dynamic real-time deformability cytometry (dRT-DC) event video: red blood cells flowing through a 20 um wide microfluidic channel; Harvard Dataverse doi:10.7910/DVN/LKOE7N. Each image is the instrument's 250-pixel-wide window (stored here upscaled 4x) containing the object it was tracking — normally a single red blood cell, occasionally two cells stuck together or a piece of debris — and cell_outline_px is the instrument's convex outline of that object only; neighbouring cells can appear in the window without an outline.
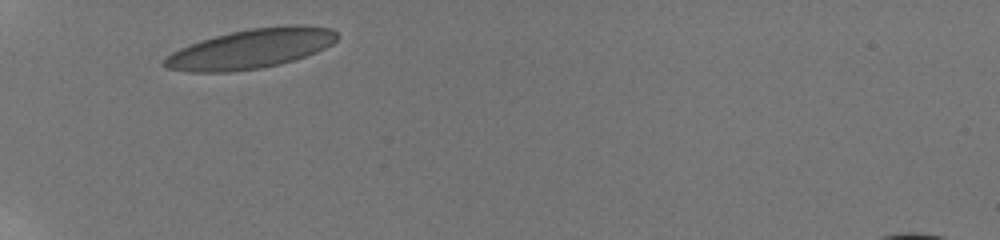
{"species": "human", "species_latin": "Homo sapiens", "temperature_condition": "room temperature", "stored_images_in_passage": 6, "camera_frame_rate_fps": 3000, "um_per_image_px": 0.085, "donor": {"sex": "male"}, "frame": {"image": 1, "passage_image": 1, "time_ms": 0.0, "image_size_px": [1000, 240], "cell_outline_px": [[340, 36], [332, 44], [316, 52], [280, 64], [260, 68], [228, 72], [188, 72], [164, 68], [160, 64], [160, 60], [172, 52], [180, 48], [200, 40], [232, 32], [252, 28], [284, 24], [300, 24], [332, 28]], "centroid_in_image_um": [21.3, 4.14], "position_along_channel_um": 63.7, "area_um2": 40.11}}